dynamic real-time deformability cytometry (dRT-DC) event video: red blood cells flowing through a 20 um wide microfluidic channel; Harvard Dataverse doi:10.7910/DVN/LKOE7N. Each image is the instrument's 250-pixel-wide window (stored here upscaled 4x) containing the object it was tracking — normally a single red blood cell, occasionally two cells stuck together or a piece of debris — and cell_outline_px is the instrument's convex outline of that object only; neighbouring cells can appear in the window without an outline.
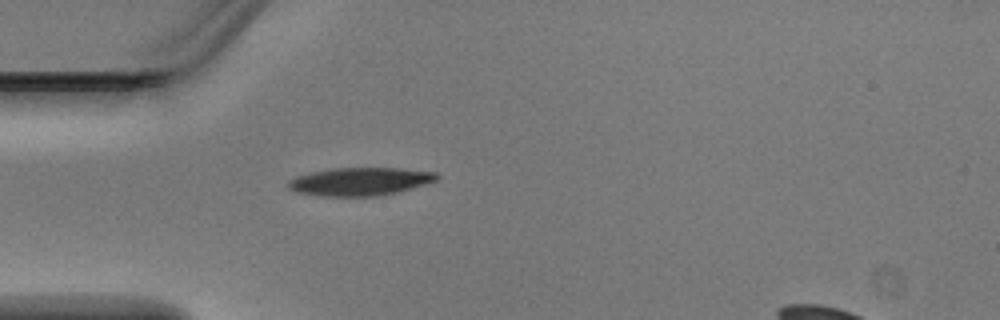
{"species": "Egyptian fruit bat (a non-hibernating species)", "species_latin": "Rousettus aegyptiacus", "temperature_condition": "warm", "stored_images_in_passage": 1, "camera_frame_rate_fps": 3000, "um_per_image_px": 0.085, "animal": {"sex": "male"}, "frame": {"image": 1, "passage_image": 1, "time_ms": 0.0, "image_size_px": [1000, 320], "cell_outline_px": [[440, 176], [436, 180], [424, 184], [396, 192], [376, 196], [324, 196], [296, 192], [288, 188], [288, 180], [296, 176], [312, 172], [332, 168], [400, 168], [436, 172]], "centroid_in_image_um": [30.58, 15.42], "position_along_channel_um": 54.4, "area_um2": 24.1}}